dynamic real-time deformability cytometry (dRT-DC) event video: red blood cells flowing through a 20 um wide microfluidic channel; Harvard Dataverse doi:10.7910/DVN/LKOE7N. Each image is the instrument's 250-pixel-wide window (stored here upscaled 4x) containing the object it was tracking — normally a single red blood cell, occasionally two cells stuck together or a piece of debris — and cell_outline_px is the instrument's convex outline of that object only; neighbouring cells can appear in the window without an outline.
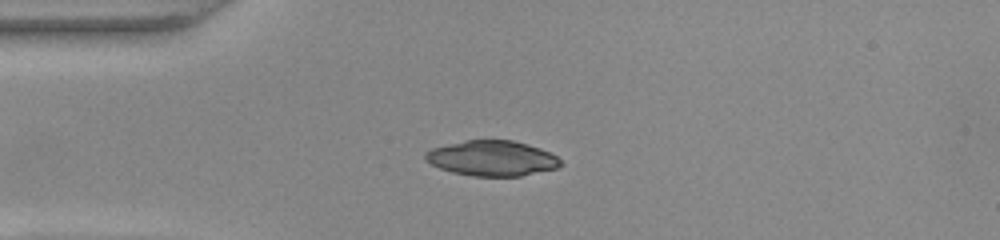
{"species": "common noctule bat (a hibernating species)", "species_latin": "Nyctalus noctula", "temperature_condition": "warm", "stored_images_in_passage": 40, "camera_frame_rate_fps": 3000, "um_per_image_px": 0.085, "animal": {"sex": "female", "body_mass_g": 22.0, "forearm_length_mm": 56.7}, "frame": {"image": 1, "passage_image": 1, "time_ms": 0.0, "image_size_px": [1000, 240], "cell_outline_px": [[564, 164], [556, 168], [520, 176], [472, 176], [452, 172], [440, 168], [424, 160], [424, 152], [432, 148], [468, 140], [512, 140], [528, 144], [540, 148], [556, 156]], "centroid_in_image_um": [41.81, 13.45], "position_along_channel_um": 43.2, "area_um2": 27.69}}
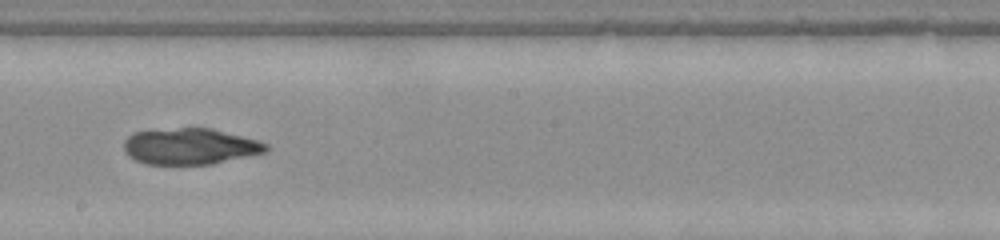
{"frame": {"image": 2, "passage_image": 17, "time_ms": 5.333, "image_size_px": [1000, 240], "cell_outline_px": [[268, 152], [212, 164], [144, 164], [128, 156], [124, 152], [124, 140], [128, 136], [136, 132], [180, 128], [212, 128], [256, 140], [268, 144]], "centroid_in_image_um": [16.16, 12.45], "position_along_channel_um": 232.0, "area_um2": 29.88}}
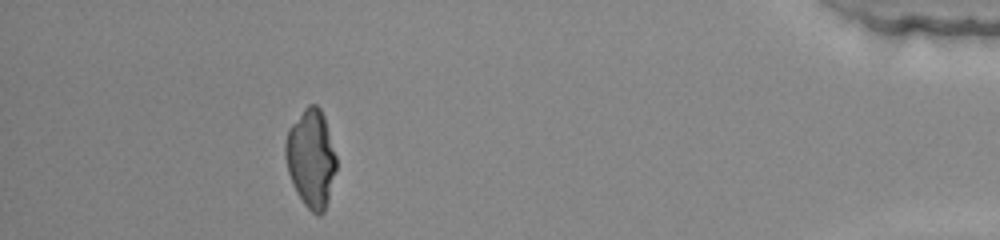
{"frame": {"image": 3, "passage_image": 35, "time_ms": 11.333, "image_size_px": [1000, 240], "cell_outline_px": [[336, 168], [328, 200], [324, 212], [320, 216], [316, 216], [304, 204], [296, 192], [292, 184], [288, 172], [284, 156], [284, 144], [288, 128], [304, 108], [308, 104], [316, 104], [320, 108], [324, 116], [336, 156]], "centroid_in_image_um": [26.41, 13.46], "position_along_channel_um": 408.8, "area_um2": 29.25}}